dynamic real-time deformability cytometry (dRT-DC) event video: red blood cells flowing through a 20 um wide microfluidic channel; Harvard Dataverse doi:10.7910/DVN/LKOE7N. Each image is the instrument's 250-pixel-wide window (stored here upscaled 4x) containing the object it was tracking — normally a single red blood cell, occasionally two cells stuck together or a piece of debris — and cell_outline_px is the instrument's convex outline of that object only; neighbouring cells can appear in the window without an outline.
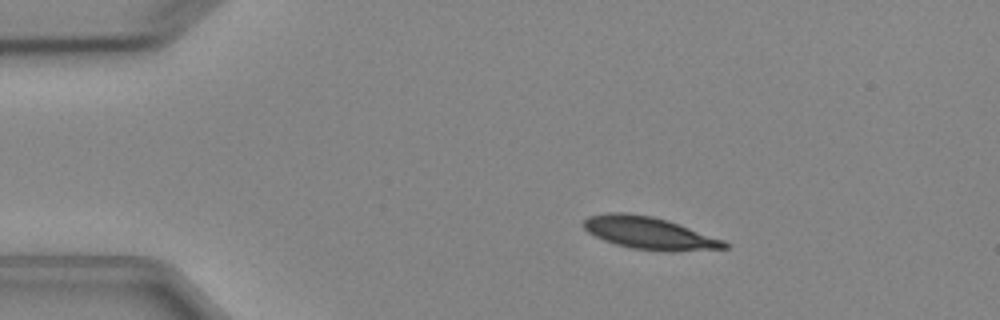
{"species": "Egyptian fruit bat (a non-hibernating species)", "species_latin": "Rousettus aegyptiacus", "temperature_condition": "cold", "stored_images_in_passage": 7, "camera_frame_rate_fps": 3000, "um_per_image_px": 0.085, "animal": {"sex": "female"}, "frame": {"image": 1, "passage_image": 3, "time_ms": 2.333, "image_size_px": [1000, 320], "cell_outline_px": [[728, 248], [664, 252], [632, 248], [616, 244], [604, 240], [588, 232], [580, 224], [588, 216], [608, 212], [628, 212], [652, 216], [668, 220], [724, 240], [728, 244]], "centroid_in_image_um": [55.16, 19.8], "position_along_channel_um": 29.8, "area_um2": 26.65}}
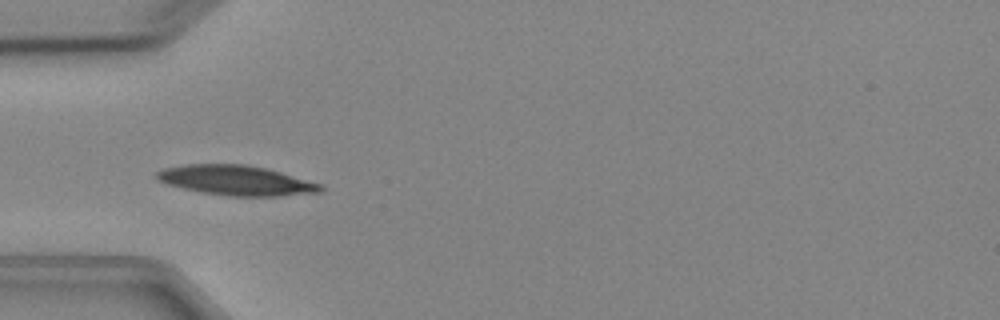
{"frame": {"image": 2, "passage_image": 5, "time_ms": 4.667, "image_size_px": [1000, 320], "cell_outline_px": [[324, 192], [280, 196], [228, 196], [204, 192], [184, 188], [168, 184], [156, 180], [156, 172], [164, 168], [184, 164], [244, 164], [264, 168], [280, 172], [324, 184]], "centroid_in_image_um": [20.12, 15.33], "position_along_channel_um": 64.9, "area_um2": 28.55}}